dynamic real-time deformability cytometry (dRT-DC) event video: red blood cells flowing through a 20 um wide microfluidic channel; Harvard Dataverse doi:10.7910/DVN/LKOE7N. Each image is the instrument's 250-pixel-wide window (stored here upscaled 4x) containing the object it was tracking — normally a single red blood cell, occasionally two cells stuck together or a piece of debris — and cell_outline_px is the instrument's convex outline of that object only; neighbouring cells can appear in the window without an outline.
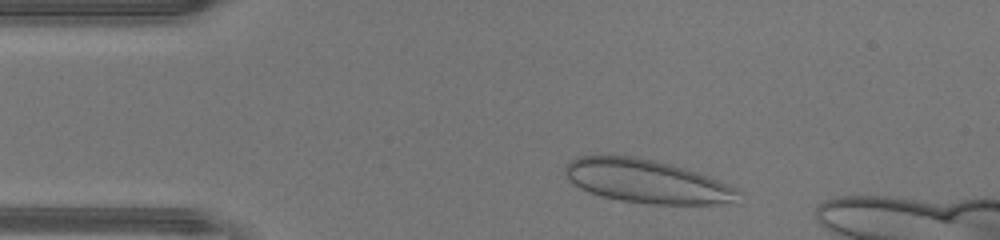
{"species": "human", "species_latin": "Homo sapiens", "temperature_condition": "warm", "stored_images_in_passage": 41, "camera_frame_rate_fps": 3000, "um_per_image_px": 0.085, "donor": {"sex": "male"}, "frame": {"image": 1, "passage_image": 4, "time_ms": 1.0, "image_size_px": [1000, 240], "cell_outline_px": [[740, 204], [652, 204], [620, 200], [600, 196], [588, 192], [580, 188], [568, 180], [564, 172], [564, 168], [572, 160], [580, 156], [632, 156], [672, 164], [708, 176], [740, 188]], "centroid_in_image_um": [55.06, 15.44], "position_along_channel_um": 29.9, "area_um2": 44.1}}
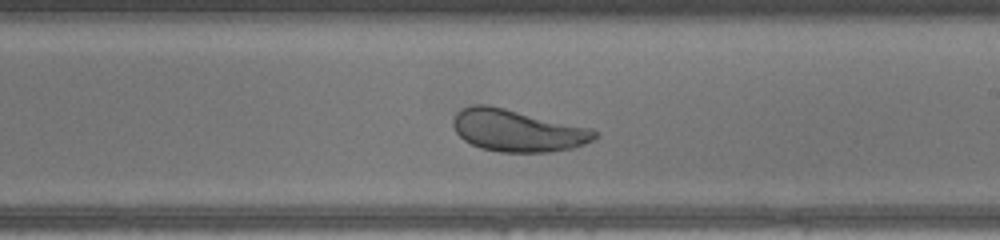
{"frame": {"image": 2, "passage_image": 21, "time_ms": 6.667, "image_size_px": [1000, 240], "cell_outline_px": [[600, 136], [596, 140], [572, 148], [548, 152], [500, 152], [480, 148], [464, 140], [456, 132], [452, 124], [452, 120], [456, 112], [460, 108], [472, 104], [488, 104], [592, 128]], "centroid_in_image_um": [43.98, 11.08], "position_along_channel_um": 245.0, "area_um2": 35.03}}
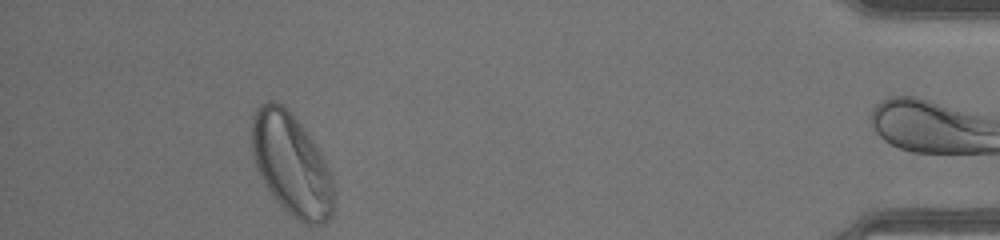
{"frame": {"image": 3, "passage_image": 36, "time_ms": 11.667, "image_size_px": [1000, 240], "cell_outline_px": [[332, 216], [324, 224], [304, 224], [292, 216], [272, 196], [264, 184], [252, 156], [252, 116], [256, 108], [260, 104], [268, 100], [272, 100], [280, 104], [300, 124], [324, 160], [332, 176]], "centroid_in_image_um": [24.74, 14.0], "position_along_channel_um": 410.5, "area_um2": 47.86}}